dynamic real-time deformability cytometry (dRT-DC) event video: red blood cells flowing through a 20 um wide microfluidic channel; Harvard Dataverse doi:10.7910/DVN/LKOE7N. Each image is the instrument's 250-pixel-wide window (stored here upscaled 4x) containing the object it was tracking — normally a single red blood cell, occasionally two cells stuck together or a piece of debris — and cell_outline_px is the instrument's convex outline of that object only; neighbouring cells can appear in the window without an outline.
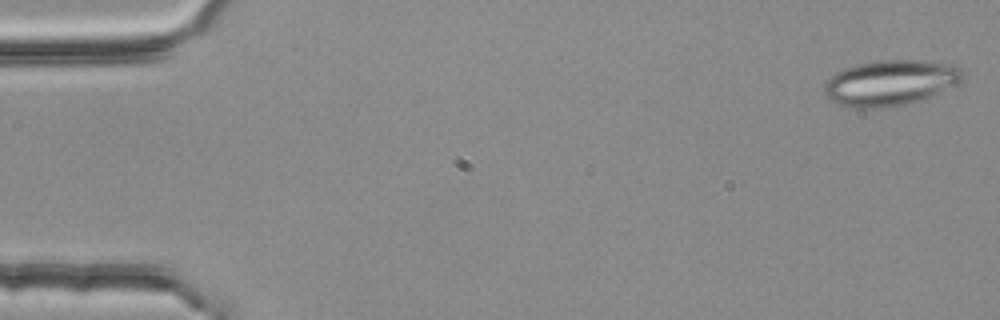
{"species": "common noctule bat (a hibernating species)", "species_latin": "Nyctalus noctula", "temperature_condition": "room temperature", "stored_images_in_passage": 4, "camera_frame_rate_fps": 3000, "um_per_image_px": 0.085, "animal": {"sex": "female", "body_mass_g": 25.1}, "frame": {"image": 1, "passage_image": 1, "time_ms": 0.0, "image_size_px": [1000, 320], "cell_outline_px": [[964, 76], [960, 80], [928, 96], [904, 104], [880, 108], [848, 108], [828, 100], [824, 96], [824, 84], [836, 72], [860, 64], [880, 60], [924, 60], [952, 64], [960, 68]], "centroid_in_image_um": [75.59, 7.04], "position_along_channel_um": 9.4, "area_um2": 36.13}}